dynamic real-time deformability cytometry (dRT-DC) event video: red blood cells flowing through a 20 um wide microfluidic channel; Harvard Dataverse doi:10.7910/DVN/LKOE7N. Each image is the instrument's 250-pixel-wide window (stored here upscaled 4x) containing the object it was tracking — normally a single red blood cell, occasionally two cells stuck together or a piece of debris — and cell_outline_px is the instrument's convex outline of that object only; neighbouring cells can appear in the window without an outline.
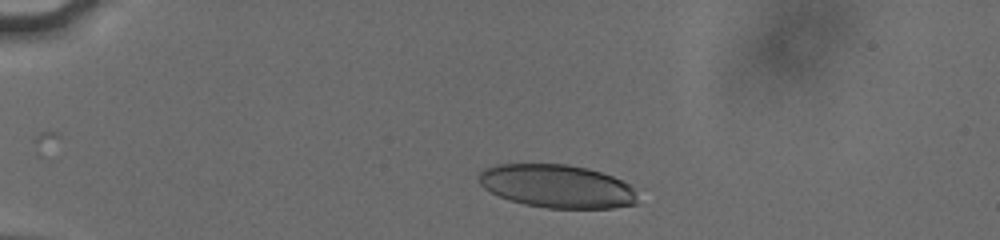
{"species": "human", "species_latin": "Homo sapiens", "temperature_condition": "cold", "stored_images_in_passage": 28, "camera_frame_rate_fps": 3000, "um_per_image_px": 0.085, "donor": {"sex": "male"}, "frame": {"image": 1, "passage_image": 3, "time_ms": 1.333, "image_size_px": [1000, 240], "cell_outline_px": [[636, 204], [612, 208], [544, 208], [524, 204], [500, 196], [484, 188], [480, 184], [480, 172], [484, 168], [500, 164], [568, 164], [588, 168], [612, 176], [628, 184], [632, 188], [636, 200]], "centroid_in_image_um": [47.33, 15.82], "position_along_channel_um": 37.7, "area_um2": 39.65}}
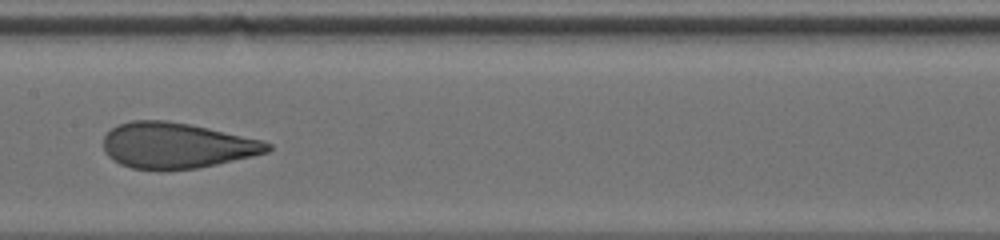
{"frame": {"image": 2, "passage_image": 14, "time_ms": 7.0, "image_size_px": [1000, 240], "cell_outline_px": [[272, 148], [268, 152], [252, 156], [216, 164], [196, 168], [160, 172], [132, 168], [120, 164], [108, 156], [104, 152], [104, 136], [112, 128], [120, 124], [132, 120], [168, 120], [208, 128], [260, 140], [272, 144]], "centroid_in_image_um": [14.97, 12.39], "position_along_channel_um": 192.4, "area_um2": 43.87}}
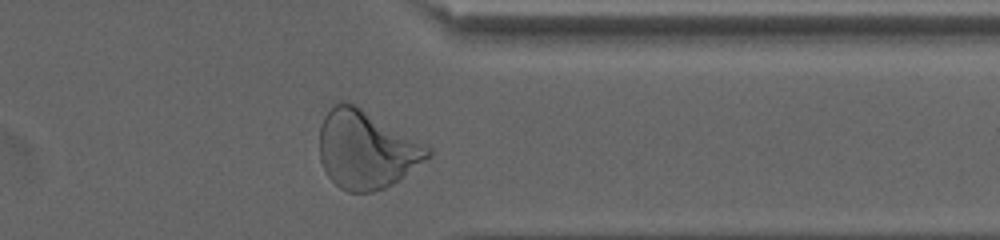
{"frame": {"image": 3, "passage_image": 25, "time_ms": 12.0, "image_size_px": [1000, 240], "cell_outline_px": [[432, 156], [392, 184], [384, 188], [372, 192], [348, 192], [340, 188], [328, 176], [320, 160], [320, 124], [324, 116], [340, 100], [344, 100], [360, 108], [432, 148]], "centroid_in_image_um": [31.12, 12.74], "position_along_channel_um": 380.3, "area_um2": 48.67}, "authors_computed_cell_mechanics": {"area_um2": 43.5523, "velocity_mm_per_s": 3.8194, "shape_relaxation_time_tau1_ms": 7.8118, "shape_relaxation_time_tau2_ms": 0.7484, "deformation_change_tau1": 0.2354, "deformation_change_tau2": 0.0758}}